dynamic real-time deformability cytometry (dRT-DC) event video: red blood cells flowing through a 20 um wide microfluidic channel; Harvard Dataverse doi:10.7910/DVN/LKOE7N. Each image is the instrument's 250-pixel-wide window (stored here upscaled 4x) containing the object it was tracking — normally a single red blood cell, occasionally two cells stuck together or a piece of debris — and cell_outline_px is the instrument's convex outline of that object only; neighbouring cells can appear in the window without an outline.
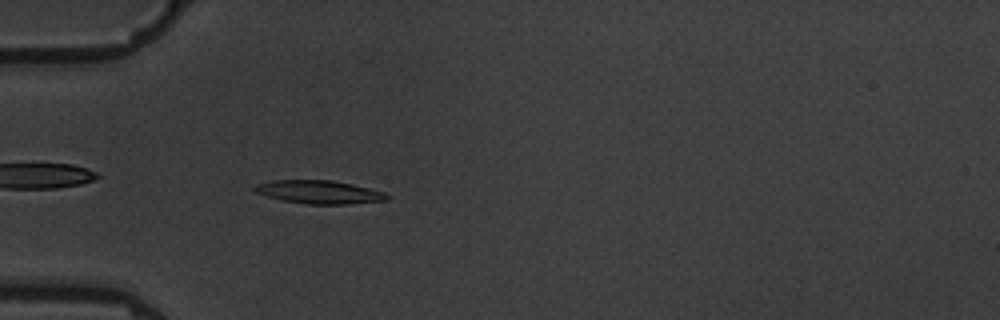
{"species": "common noctule bat (a hibernating species)", "species_latin": "Nyctalus noctula", "temperature_condition": "warm", "stored_images_in_passage": 7, "camera_frame_rate_fps": 3000, "um_per_image_px": 0.085, "animal": {"sex": "male", "body_mass_g": 19.5, "forearm_length_mm": 54.6}, "frame": {"image": 1, "passage_image": 7, "time_ms": 6.667, "image_size_px": [1000, 320], "cell_outline_px": [[392, 196], [388, 200], [344, 204], [308, 204], [280, 200], [256, 192], [252, 188], [256, 184], [272, 180], [332, 180], [368, 188], [384, 192]], "centroid_in_image_um": [27.12, 16.32], "position_along_channel_um": 57.9, "area_um2": 17.86}}